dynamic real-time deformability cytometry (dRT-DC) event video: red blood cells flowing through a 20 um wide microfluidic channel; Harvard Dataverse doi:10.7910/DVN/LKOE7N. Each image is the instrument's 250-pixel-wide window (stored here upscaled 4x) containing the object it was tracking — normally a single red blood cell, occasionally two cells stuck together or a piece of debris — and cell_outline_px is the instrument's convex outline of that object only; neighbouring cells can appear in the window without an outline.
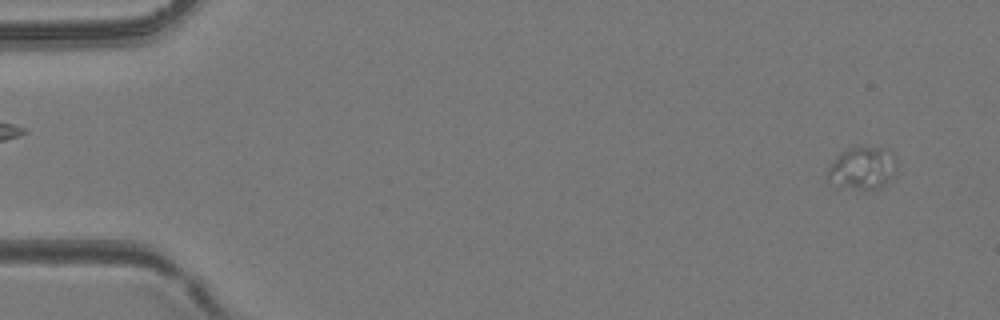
{"species": "common noctule bat (a hibernating species)", "species_latin": "Nyctalus noctula", "temperature_condition": "room temperature", "stored_images_in_passage": 40, "camera_frame_rate_fps": 3000, "um_per_image_px": 0.085, "animal": {"sex": "female", "body_mass_g": 24.6, "forearm_length_mm": 56.2}, "frame": {"image": 1, "passage_image": 3, "time_ms": 0.667, "image_size_px": [1000, 320], "cell_outline_px": [[896, 176], [880, 188], [864, 192], [828, 180], [828, 168], [836, 156], [840, 152], [848, 148], [880, 148], [892, 152], [896, 160]], "centroid_in_image_um": [73.36, 14.32], "position_along_channel_um": 11.6, "area_um2": 17.17}}
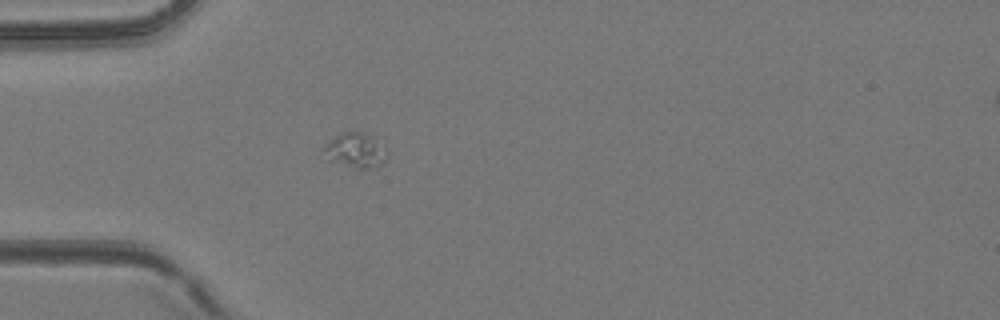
{"frame": {"image": 2, "passage_image": 14, "time_ms": 4.333, "image_size_px": [1000, 320], "cell_outline_px": [[384, 160], [368, 168], [356, 168], [328, 160], [320, 148], [324, 144], [340, 132], [356, 128], [376, 136]], "centroid_in_image_um": [30.06, 12.68], "position_along_channel_um": 54.9, "area_um2": 12.77}}